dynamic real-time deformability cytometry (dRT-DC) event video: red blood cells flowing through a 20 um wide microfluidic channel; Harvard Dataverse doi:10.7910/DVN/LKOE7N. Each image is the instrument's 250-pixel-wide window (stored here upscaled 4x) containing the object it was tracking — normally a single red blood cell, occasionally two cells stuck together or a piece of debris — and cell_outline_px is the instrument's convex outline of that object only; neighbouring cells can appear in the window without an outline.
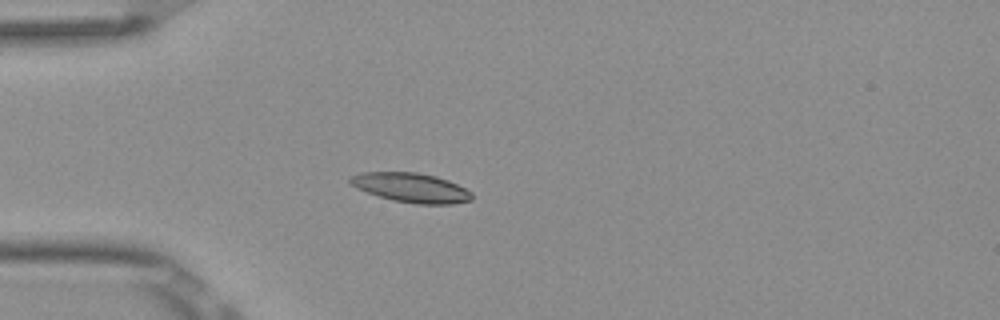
{"species": "Egyptian fruit bat (a non-hibernating species)", "species_latin": "Rousettus aegyptiacus", "temperature_condition": "room temperature", "stored_images_in_passage": 45, "camera_frame_rate_fps": 3000, "um_per_image_px": 0.085, "frame": {"image": 1, "passage_image": 7, "time_ms": 2.0, "image_size_px": [1000, 320], "cell_outline_px": [[472, 200], [452, 204], [416, 204], [392, 200], [356, 188], [348, 184], [348, 180], [352, 176], [360, 172], [416, 172], [436, 176], [448, 180], [472, 192]], "centroid_in_image_um": [34.93, 15.95], "position_along_channel_um": 50.1, "area_um2": 20.87}}
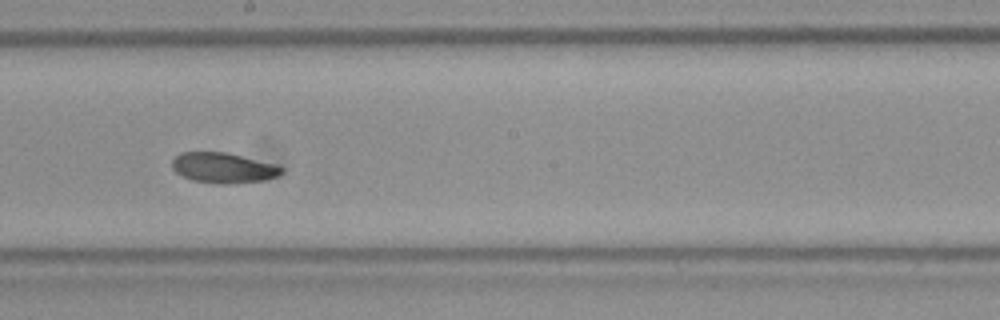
{"frame": {"image": 2, "passage_image": 22, "time_ms": 7.0, "image_size_px": [1000, 320], "cell_outline_px": [[284, 172], [276, 176], [264, 180], [232, 184], [220, 184], [192, 180], [176, 172], [172, 168], [172, 160], [180, 152], [228, 152], [272, 164], [284, 168]], "centroid_in_image_um": [18.96, 14.27], "position_along_channel_um": 229.2, "area_um2": 19.25}}
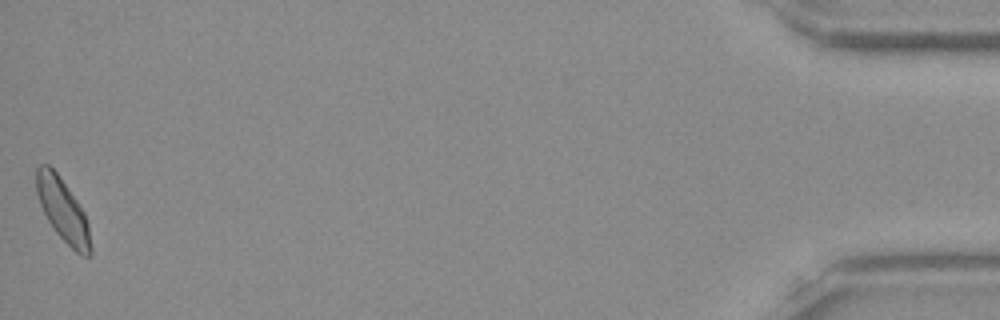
{"frame": {"image": 3, "passage_image": 45, "time_ms": 14.667, "image_size_px": [1000, 320], "cell_outline_px": [[92, 252], [88, 256], [84, 256], [76, 252], [56, 232], [48, 220], [40, 204], [36, 192], [36, 168], [40, 164], [48, 164], [56, 172], [76, 200], [84, 212], [88, 224], [92, 248]], "centroid_in_image_um": [5.34, 17.86], "position_along_channel_um": 429.9, "area_um2": 19.54}, "authors_computed_cell_mechanics": {"area_um2": 19.4208, "velocity_mm_per_s": 3.8378, "shape_relaxation_time_tau1_ms": 6.3484, "shape_relaxation_time_tau2_ms": 4.578, "deformation_change_tau1": 0.1367, "deformation_change_tau2": 0.0716}}